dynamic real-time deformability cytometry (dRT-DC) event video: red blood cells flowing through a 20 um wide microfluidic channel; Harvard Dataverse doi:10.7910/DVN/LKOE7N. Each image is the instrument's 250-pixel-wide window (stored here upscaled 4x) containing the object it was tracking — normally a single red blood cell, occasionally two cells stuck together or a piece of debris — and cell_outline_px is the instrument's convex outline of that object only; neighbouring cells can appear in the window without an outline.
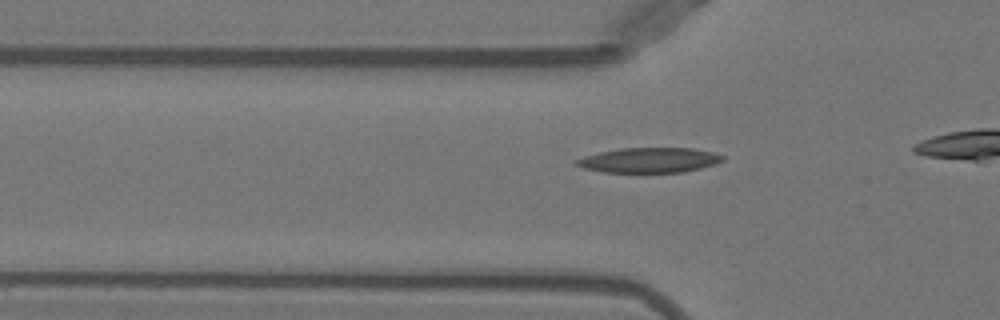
{"species": "Egyptian fruit bat (a non-hibernating species)", "species_latin": "Rousettus aegyptiacus", "temperature_condition": "warm", "stored_images_in_passage": 18, "camera_frame_rate_fps": 3000, "um_per_image_px": 0.085, "animal": {"sex": "female"}, "frame": {"image": 1, "passage_image": 12, "time_ms": 3.667, "image_size_px": [1000, 320], "cell_outline_px": [[724, 160], [716, 164], [684, 172], [604, 172], [584, 168], [576, 164], [572, 160], [584, 156], [600, 152], [620, 148], [692, 148], [712, 152], [724, 156]], "centroid_in_image_um": [55.18, 13.61], "position_along_channel_um": 70.6, "area_um2": 21.27}}
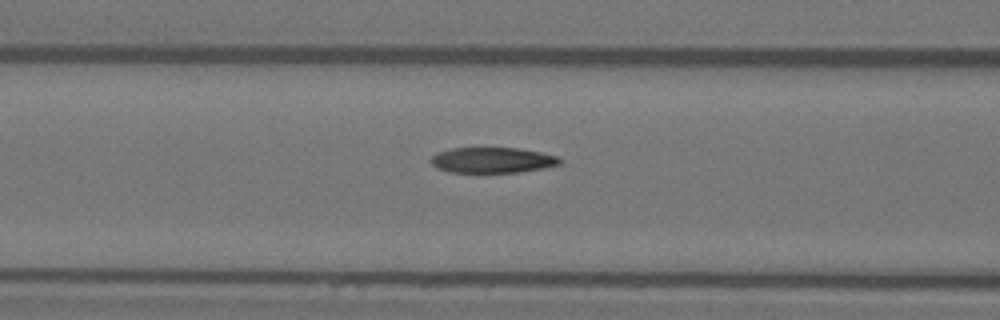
{"frame": {"image": 2, "passage_image": 16, "time_ms": 5.0, "image_size_px": [1000, 320], "cell_outline_px": [[564, 160], [560, 164], [544, 168], [520, 172], [448, 172], [436, 168], [428, 160], [436, 152], [452, 148], [516, 148], [540, 152], [556, 156]], "centroid_in_image_um": [41.82, 13.61], "position_along_channel_um": 124.8, "area_um2": 19.31}}